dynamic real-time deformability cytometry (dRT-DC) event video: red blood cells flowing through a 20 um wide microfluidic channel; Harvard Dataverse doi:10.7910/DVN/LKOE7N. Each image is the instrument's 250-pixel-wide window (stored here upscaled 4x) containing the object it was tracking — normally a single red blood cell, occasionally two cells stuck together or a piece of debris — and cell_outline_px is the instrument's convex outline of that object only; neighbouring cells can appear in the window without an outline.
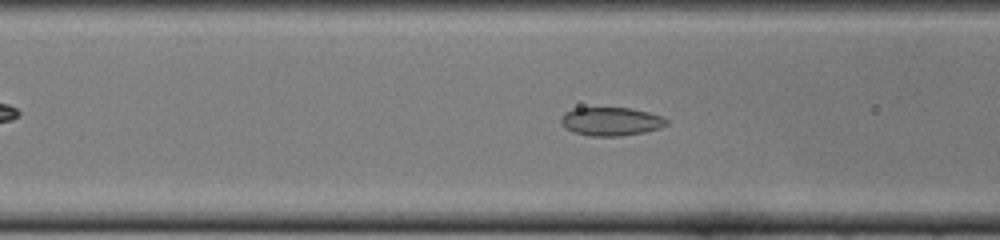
{"species": "common noctule bat (a hibernating species)", "species_latin": "Nyctalus noctula", "temperature_condition": "cold", "stored_images_in_passage": 11, "camera_frame_rate_fps": 3000, "um_per_image_px": 0.085, "animal": {"sex": "female", "body_mass_g": 22.0, "forearm_length_mm": 56.7}, "frame": {"image": 1, "passage_image": 8, "time_ms": 2.333, "image_size_px": [1000, 240], "cell_outline_px": [[668, 124], [660, 128], [644, 132], [620, 136], [592, 136], [572, 132], [564, 128], [560, 124], [560, 120], [564, 112], [572, 108], [632, 108], [664, 116], [668, 120]], "centroid_in_image_um": [51.92, 10.32], "position_along_channel_um": 114.7, "area_um2": 17.74}}